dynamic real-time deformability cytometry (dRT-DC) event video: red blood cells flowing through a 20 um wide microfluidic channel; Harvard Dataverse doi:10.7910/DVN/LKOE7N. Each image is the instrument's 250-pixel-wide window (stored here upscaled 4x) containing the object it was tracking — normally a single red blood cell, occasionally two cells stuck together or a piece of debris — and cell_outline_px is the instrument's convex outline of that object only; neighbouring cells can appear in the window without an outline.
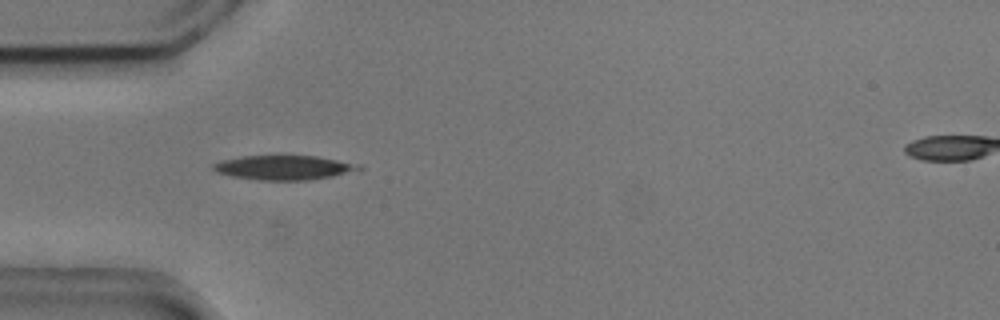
{"species": "common noctule bat (a hibernating species)", "species_latin": "Nyctalus noctula", "temperature_condition": "cold", "stored_images_in_passage": 2, "camera_frame_rate_fps": 3000, "um_per_image_px": 0.085, "animal": {"sex": "male", "body_mass_g": 20.5, "forearm_length_mm": 52.5}, "frame": {"image": 1, "passage_image": 1, "time_ms": 0.0, "image_size_px": [1000, 320], "cell_outline_px": [[364, 168], [332, 176], [308, 180], [256, 180], [232, 176], [216, 172], [212, 168], [212, 164], [220, 160], [240, 156], [316, 156], [360, 164]], "centroid_in_image_um": [24.08, 14.24], "position_along_channel_um": 60.9, "area_um2": 20.63}}